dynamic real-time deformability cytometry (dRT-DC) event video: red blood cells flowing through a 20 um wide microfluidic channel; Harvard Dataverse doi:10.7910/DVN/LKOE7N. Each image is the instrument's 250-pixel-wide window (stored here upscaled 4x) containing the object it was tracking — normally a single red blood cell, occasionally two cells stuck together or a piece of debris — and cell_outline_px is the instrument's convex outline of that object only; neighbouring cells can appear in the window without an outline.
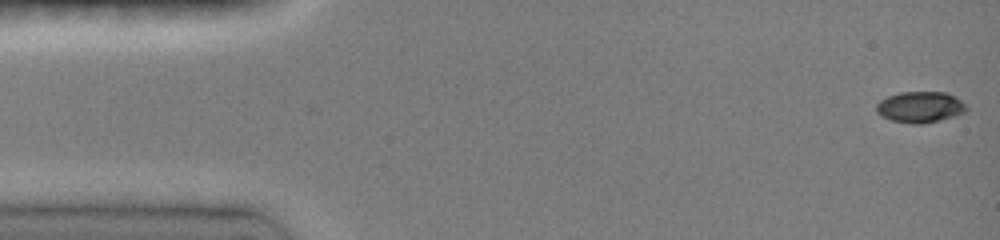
{"species": "common noctule bat (a hibernating species)", "species_latin": "Nyctalus noctula", "temperature_condition": "room temperature", "stored_images_in_passage": 47, "camera_frame_rate_fps": 3000, "um_per_image_px": 0.085, "animal": {"sex": "female", "body_mass_g": 19.0, "forearm_length_mm": 51.5}, "frame": {"image": 1, "passage_image": 1, "time_ms": 0.0, "image_size_px": [1000, 240], "cell_outline_px": [[968, 108], [964, 112], [956, 116], [940, 120], [920, 124], [912, 124], [892, 120], [880, 116], [876, 112], [876, 104], [880, 100], [888, 96], [900, 92], [944, 92], [960, 100]], "centroid_in_image_um": [78.18, 9.11], "position_along_channel_um": 6.8, "area_um2": 16.24}}
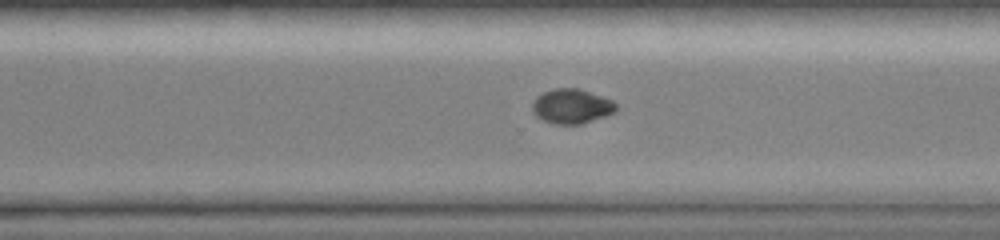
{"frame": {"image": 2, "passage_image": 33, "time_ms": 10.667, "image_size_px": [1000, 240], "cell_outline_px": [[616, 112], [580, 124], [552, 124], [536, 116], [532, 112], [532, 104], [536, 96], [544, 92], [556, 88], [580, 88], [612, 100], [616, 104]], "centroid_in_image_um": [48.57, 9.03], "position_along_channel_um": 322.0, "area_um2": 16.88}}
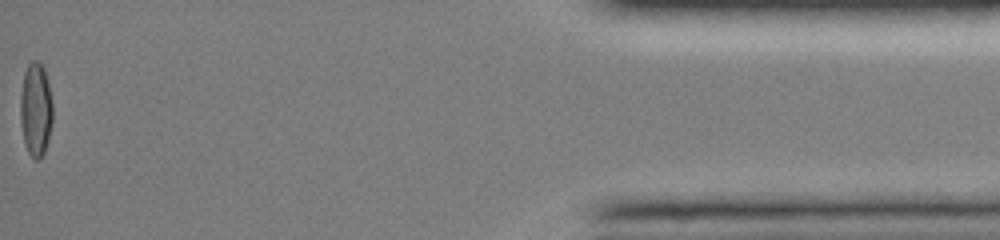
{"frame": {"image": 3, "passage_image": 47, "time_ms": 15.333, "image_size_px": [1000, 240], "cell_outline_px": [[52, 120], [48, 140], [44, 152], [40, 160], [36, 160], [28, 152], [24, 144], [20, 120], [20, 96], [24, 72], [28, 64], [32, 60], [36, 60], [44, 68], [52, 100]], "centroid_in_image_um": [3.02, 9.32], "position_along_channel_um": 432.2, "area_um2": 17.74}, "authors_computed_cell_mechanics": {"area_um2": 17.1088, "velocity_mm_per_s": 4.1137, "shape_relaxation_time_tau1_ms": 4.9313, "shape_relaxation_time_tau2_ms": 2.5074, "deformation_change_tau1": 0.1717, "deformation_change_tau2": 0.0265}}